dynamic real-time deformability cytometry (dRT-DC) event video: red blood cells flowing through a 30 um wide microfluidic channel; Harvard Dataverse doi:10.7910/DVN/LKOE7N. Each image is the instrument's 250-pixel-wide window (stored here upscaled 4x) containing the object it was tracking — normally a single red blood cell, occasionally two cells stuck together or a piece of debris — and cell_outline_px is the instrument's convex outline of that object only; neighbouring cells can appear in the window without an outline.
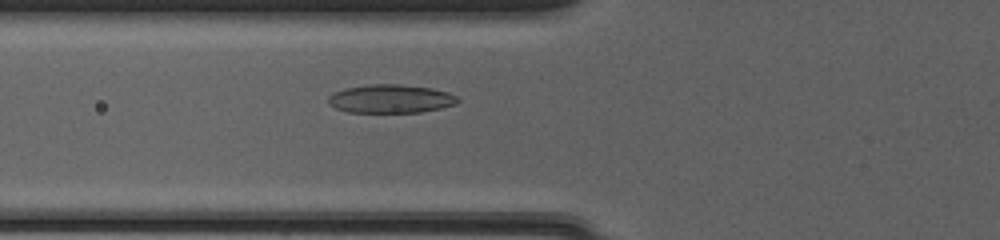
{"species": "common noctule bat (a hibernating species)", "species_latin": "Nyctalus noctula", "temperature_condition": "cold", "stored_images_in_passage": 42, "camera_frame_rate_fps": 3000, "um_per_image_px": 0.085, "animal": {"sex": "female", "body_mass_g": 20.0, "forearm_length_mm": 54.0}, "frame": {"image": 1, "passage_image": 12, "time_ms": 3.667, "image_size_px": [1000, 240], "cell_outline_px": [[460, 100], [456, 104], [440, 108], [420, 112], [348, 112], [336, 108], [328, 104], [328, 96], [344, 88], [368, 84], [400, 84], [432, 88], [448, 92], [456, 96]], "centroid_in_image_um": [33.2, 8.39], "position_along_channel_um": 92.6, "area_um2": 21.5}}
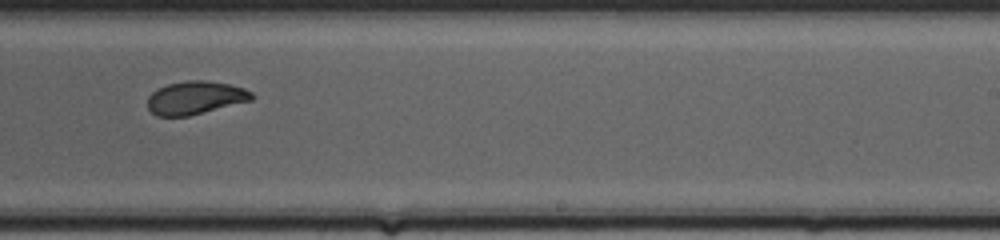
{"frame": {"image": 2, "passage_image": 25, "time_ms": 8.0, "image_size_px": [1000, 240], "cell_outline_px": [[252, 100], [188, 116], [156, 116], [148, 108], [148, 96], [152, 92], [168, 84], [188, 80], [204, 80], [228, 84], [244, 88], [252, 92]], "centroid_in_image_um": [16.59, 8.31], "position_along_channel_um": 272.4, "area_um2": 19.88}}
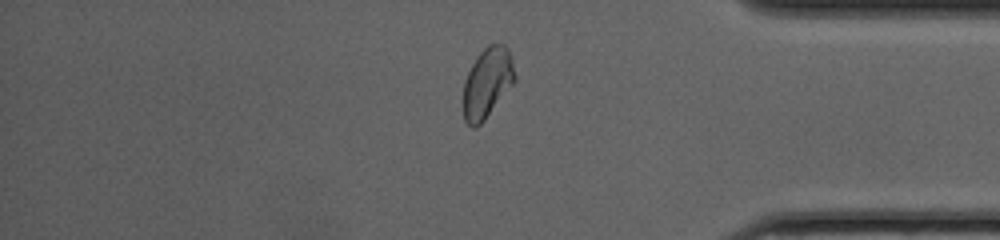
{"frame": {"image": 3, "passage_image": 35, "time_ms": 11.333, "image_size_px": [1000, 240], "cell_outline_px": [[516, 80], [484, 120], [476, 128], [472, 128], [464, 120], [464, 80], [476, 56], [488, 44], [504, 44], [508, 48], [512, 60], [516, 76]], "centroid_in_image_um": [41.42, 7.02], "position_along_channel_um": 393.8, "area_um2": 20.98}, "authors_computed_cell_mechanics": {"area_um2": 20.8369, "velocity_mm_per_s": 4.1497, "shape_relaxation_time_tau1_ms": 5.8302, "shape_relaxation_time_tau2_ms": 1.857, "deformation_change_tau1": 0.1888, "deformation_change_tau2": 0.0545}}